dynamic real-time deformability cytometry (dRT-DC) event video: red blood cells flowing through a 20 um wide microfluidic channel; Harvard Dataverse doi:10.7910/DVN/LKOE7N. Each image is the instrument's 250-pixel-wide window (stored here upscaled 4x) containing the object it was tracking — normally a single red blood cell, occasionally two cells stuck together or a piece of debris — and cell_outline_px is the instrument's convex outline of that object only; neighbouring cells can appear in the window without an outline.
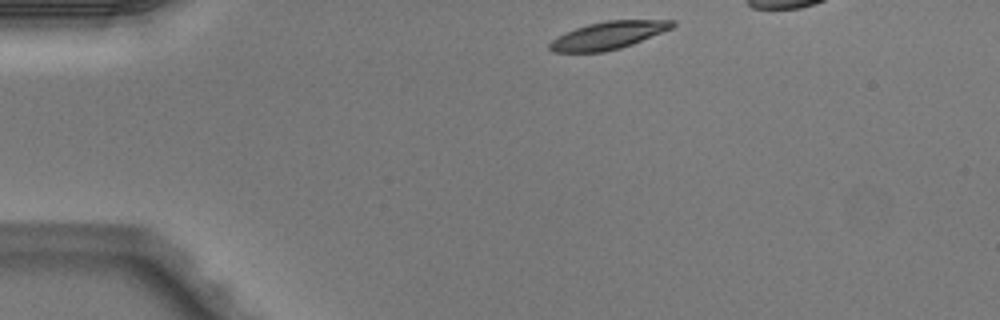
{"species": "Egyptian fruit bat (a non-hibernating species)", "species_latin": "Rousettus aegyptiacus", "temperature_condition": "warm", "stored_images_in_passage": 4, "camera_frame_rate_fps": 3000, "um_per_image_px": 0.085, "animal": {"sex": "male"}, "frame": {"image": 1, "passage_image": 1, "time_ms": 0.0, "image_size_px": [1000, 320], "cell_outline_px": [[676, 24], [672, 28], [632, 44], [620, 48], [604, 52], [552, 52], [548, 48], [548, 44], [556, 36], [576, 28], [588, 24], [608, 20], [676, 20]], "centroid_in_image_um": [51.68, 3.01], "position_along_channel_um": 33.3, "area_um2": 19.71}}